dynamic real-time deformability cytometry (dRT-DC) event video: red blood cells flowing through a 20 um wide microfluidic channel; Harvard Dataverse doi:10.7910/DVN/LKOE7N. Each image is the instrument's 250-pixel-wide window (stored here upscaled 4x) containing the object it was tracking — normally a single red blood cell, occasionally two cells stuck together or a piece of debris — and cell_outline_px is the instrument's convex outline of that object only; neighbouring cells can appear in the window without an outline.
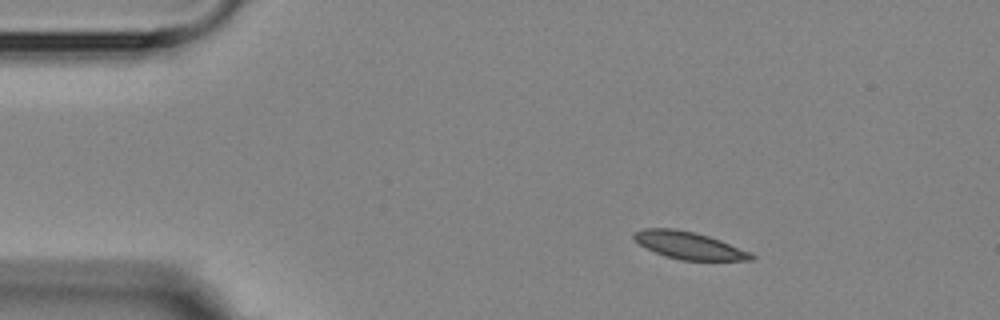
{"species": "Egyptian fruit bat (a non-hibernating species)", "species_latin": "Rousettus aegyptiacus", "temperature_condition": "room temperature", "stored_images_in_passage": 11, "camera_frame_rate_fps": 3000, "um_per_image_px": 0.085, "animal": {"sex": "female"}, "frame": {"image": 1, "passage_image": 1, "time_ms": 0.0, "image_size_px": [1000, 320], "cell_outline_px": [[756, 256], [752, 260], [680, 260], [664, 256], [640, 244], [632, 236], [636, 232], [644, 228], [676, 228], [696, 232], [720, 240], [752, 252]], "centroid_in_image_um": [58.6, 20.86], "position_along_channel_um": 26.4, "area_um2": 18.61}}
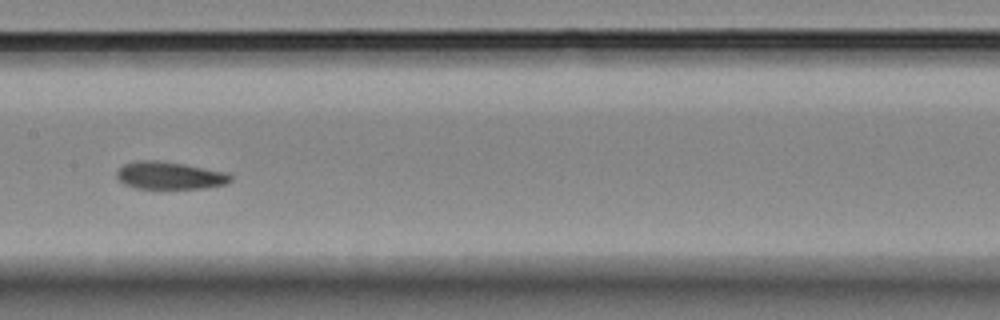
{"frame": {"image": 2, "passage_image": 6, "time_ms": 6.333, "image_size_px": [1000, 320], "cell_outline_px": [[232, 180], [228, 184], [204, 188], [136, 188], [124, 184], [116, 176], [116, 172], [124, 164], [136, 160], [156, 160], [184, 164], [228, 172], [232, 176]], "centroid_in_image_um": [14.45, 14.91], "position_along_channel_um": 192.9, "area_um2": 18.32}}
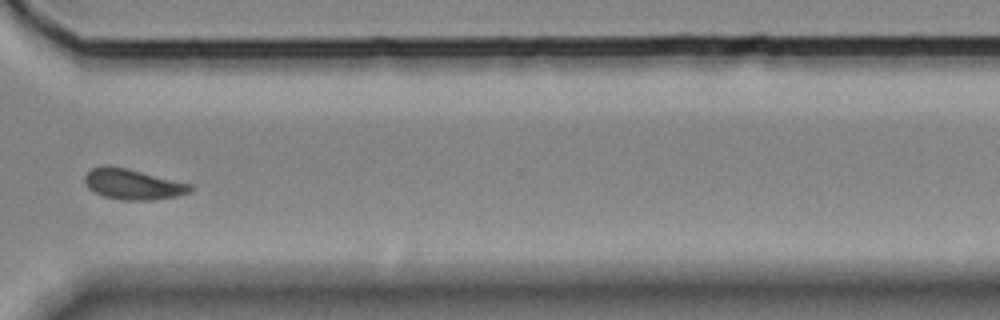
{"frame": {"image": 3, "passage_image": 10, "time_ms": 11.0, "image_size_px": [1000, 320], "cell_outline_px": [[192, 192], [176, 196], [148, 200], [120, 200], [104, 196], [88, 188], [84, 180], [84, 176], [92, 168], [108, 164], [128, 168], [192, 184]], "centroid_in_image_um": [11.29, 15.64], "position_along_channel_um": 359.3, "area_um2": 18.84}, "authors_computed_cell_mechanics": {"area_um2": 18.785, "velocity_mm_per_s": 3.5794, "shape_relaxation_time_tau1_ms": null, "shape_relaxation_time_tau2_ms": 2.0995, "deformation_change_tau1": null, "deformation_change_tau2": 0.066}}